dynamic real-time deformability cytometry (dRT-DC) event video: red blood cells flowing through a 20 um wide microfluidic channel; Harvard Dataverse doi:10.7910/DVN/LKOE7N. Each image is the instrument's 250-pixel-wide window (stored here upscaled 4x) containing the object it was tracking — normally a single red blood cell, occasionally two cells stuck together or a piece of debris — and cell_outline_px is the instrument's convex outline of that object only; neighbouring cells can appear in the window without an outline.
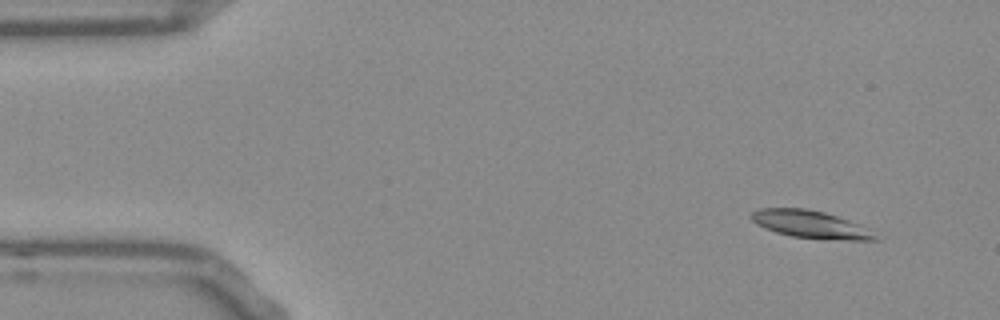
{"species": "Egyptian fruit bat (a non-hibernating species)", "species_latin": "Rousettus aegyptiacus", "temperature_condition": "room temperature", "stored_images_in_passage": 52, "camera_frame_rate_fps": 3000, "um_per_image_px": 0.085, "frame": {"image": 1, "passage_image": 4, "time_ms": 1.0, "image_size_px": [1000, 320], "cell_outline_px": [[880, 240], [848, 240], [792, 236], [776, 232], [764, 228], [756, 224], [748, 216], [752, 212], [760, 208], [804, 208], [824, 212], [848, 220], [868, 228]], "centroid_in_image_um": [68.85, 19.06], "position_along_channel_um": 16.1, "area_um2": 19.65}}
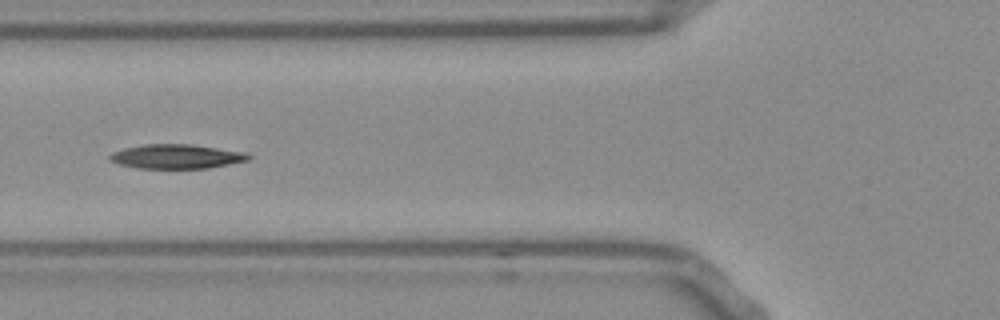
{"frame": {"image": 2, "passage_image": 19, "time_ms": 6.0, "image_size_px": [1000, 320], "cell_outline_px": [[252, 156], [248, 160], [208, 168], [136, 168], [120, 164], [108, 160], [108, 156], [112, 152], [124, 148], [144, 144], [192, 144], [248, 152]], "centroid_in_image_um": [15.0, 13.29], "position_along_channel_um": 110.8, "area_um2": 19.77}}
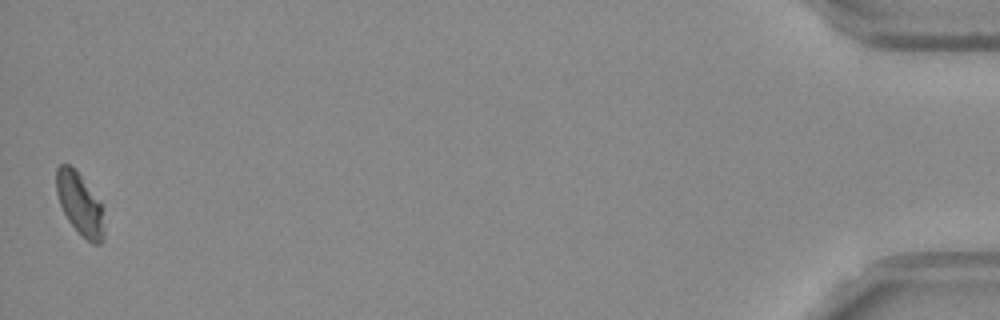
{"frame": {"image": 3, "passage_image": 52, "time_ms": 17.0, "image_size_px": [1000, 320], "cell_outline_px": [[104, 240], [100, 244], [92, 244], [68, 220], [60, 204], [56, 192], [56, 168], [60, 164], [68, 164], [80, 176], [100, 200], [104, 232]], "centroid_in_image_um": [6.78, 17.34], "position_along_channel_um": 428.4, "area_um2": 16.88}, "authors_computed_cell_mechanics": {"area_um2": 19.6809, "velocity_mm_per_s": 3.7805, "shape_relaxation_time_tau1_ms": 6.6951, "shape_relaxation_time_tau2_ms": null, "deformation_change_tau1": 0.1525, "deformation_change_tau2": null}}